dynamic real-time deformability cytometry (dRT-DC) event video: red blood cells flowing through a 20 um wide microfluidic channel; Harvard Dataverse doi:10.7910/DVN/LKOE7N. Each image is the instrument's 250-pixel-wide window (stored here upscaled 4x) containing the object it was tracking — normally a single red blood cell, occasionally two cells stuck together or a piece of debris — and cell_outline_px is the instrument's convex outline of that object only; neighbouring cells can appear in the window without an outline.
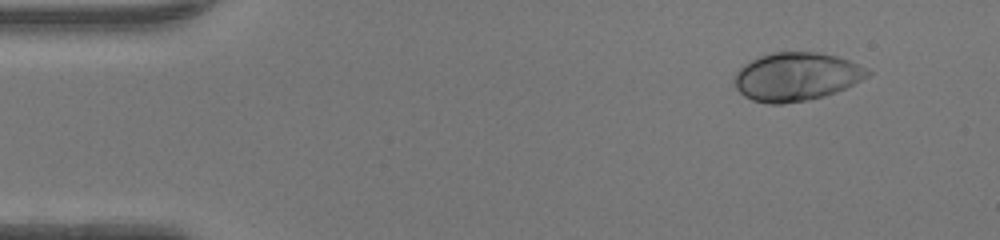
{"species": "human", "species_latin": "Homo sapiens", "temperature_condition": "warm", "stored_images_in_passage": 44, "camera_frame_rate_fps": 3000, "um_per_image_px": 0.085, "donor": {"sex": "female"}, "frame": {"image": 1, "passage_image": 1, "time_ms": 0.0, "image_size_px": [1000, 240], "cell_outline_px": [[872, 72], [868, 76], [836, 92], [824, 96], [808, 100], [780, 104], [768, 104], [752, 100], [744, 96], [736, 88], [732, 80], [736, 72], [744, 64], [760, 56], [772, 52], [816, 52], [836, 56], [848, 60]], "centroid_in_image_um": [67.63, 6.52], "position_along_channel_um": 17.4, "area_um2": 37.34}}
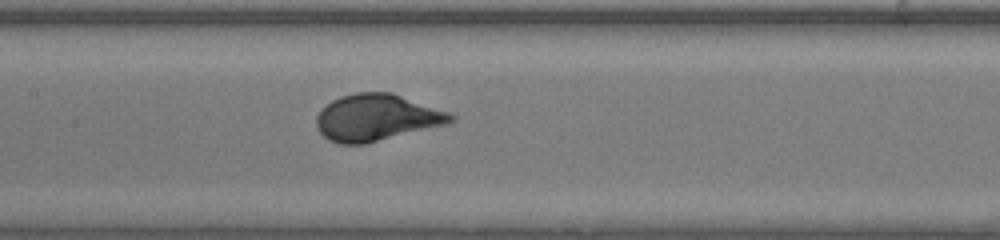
{"frame": {"image": 2, "passage_image": 19, "time_ms": 6.0, "image_size_px": [1000, 240], "cell_outline_px": [[456, 120], [448, 124], [364, 144], [340, 144], [328, 140], [320, 132], [316, 124], [316, 116], [332, 100], [340, 96], [356, 92], [392, 92], [448, 112], [456, 116]], "centroid_in_image_um": [32.03, 9.99], "position_along_channel_um": 175.4, "area_um2": 36.41}}
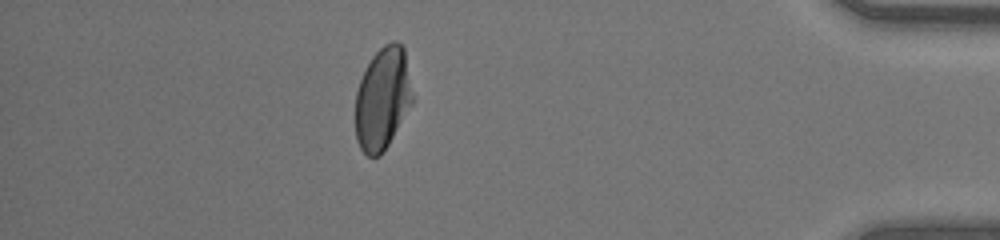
{"frame": {"image": 3, "passage_image": 38, "time_ms": 12.333, "image_size_px": [1000, 240], "cell_outline_px": [[412, 104], [388, 144], [380, 156], [368, 156], [360, 148], [356, 140], [356, 92], [360, 80], [372, 56], [384, 44], [392, 40], [396, 40], [404, 48], [412, 96]], "centroid_in_image_um": [32.51, 8.37], "position_along_channel_um": 402.7, "area_um2": 33.64}, "authors_computed_cell_mechanics": {"area_um2": 35.9805, "velocity_mm_per_s": 4.3425, "shape_relaxation_time_tau1_ms": 2.598, "shape_relaxation_time_tau2_ms": null, "deformation_change_tau1": 0.1935, "deformation_change_tau2": null}}